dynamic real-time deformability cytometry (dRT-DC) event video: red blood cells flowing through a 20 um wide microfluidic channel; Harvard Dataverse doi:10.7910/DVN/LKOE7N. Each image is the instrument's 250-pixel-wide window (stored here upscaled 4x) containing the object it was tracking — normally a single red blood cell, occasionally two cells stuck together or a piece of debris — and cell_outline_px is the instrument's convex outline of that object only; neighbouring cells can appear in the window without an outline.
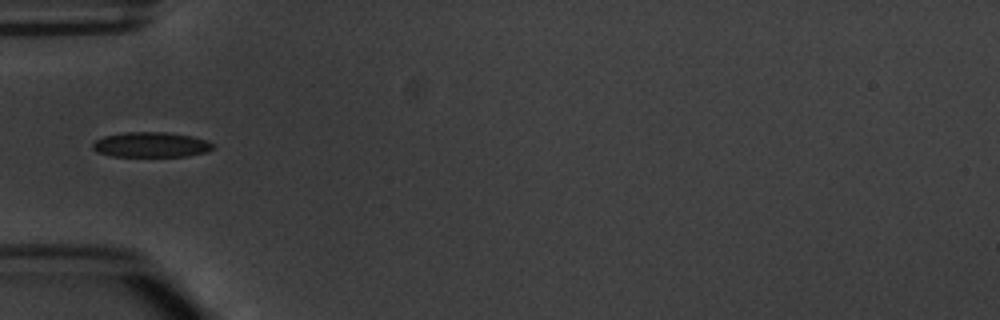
{"species": "common noctule bat (a hibernating species)", "species_latin": "Nyctalus noctula", "temperature_condition": "warm", "stored_images_in_passage": 4, "camera_frame_rate_fps": 3000, "um_per_image_px": 0.085, "animal": {"sex": "male", "body_mass_g": 20.1, "forearm_length_mm": 53.5}, "frame": {"image": 1, "passage_image": 4, "time_ms": 4.333, "image_size_px": [1000, 320], "cell_outline_px": [[216, 148], [204, 152], [188, 156], [112, 156], [96, 152], [92, 148], [92, 144], [96, 140], [104, 136], [124, 132], [164, 132], [192, 136], [204, 140], [212, 144]], "centroid_in_image_um": [12.8, 12.3], "position_along_channel_um": 72.2, "area_um2": 17.51}}